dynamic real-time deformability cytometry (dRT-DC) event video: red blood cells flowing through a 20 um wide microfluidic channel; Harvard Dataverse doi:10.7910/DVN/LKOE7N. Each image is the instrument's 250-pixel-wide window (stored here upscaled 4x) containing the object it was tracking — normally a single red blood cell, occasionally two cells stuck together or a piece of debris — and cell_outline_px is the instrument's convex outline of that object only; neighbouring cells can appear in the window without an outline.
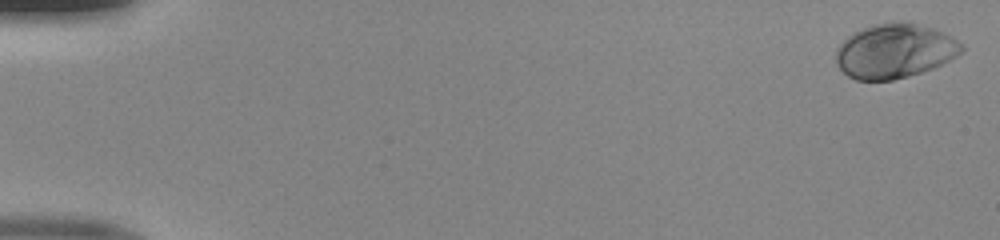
{"species": "human", "species_latin": "Homo sapiens", "temperature_condition": "room temperature", "stored_images_in_passage": 51, "camera_frame_rate_fps": 3000, "um_per_image_px": 0.085, "donor": {"sex": "male"}, "frame": {"image": 1, "passage_image": 1, "time_ms": 0.0, "image_size_px": [1000, 240], "cell_outline_px": [[964, 48], [960, 52], [948, 60], [932, 68], [908, 76], [892, 80], [856, 80], [848, 76], [836, 64], [836, 48], [852, 32], [860, 28], [872, 24], [892, 20], [912, 20], [952, 36], [964, 44]], "centroid_in_image_um": [76.03, 4.28], "position_along_channel_um": 9.0, "area_um2": 40.34}}
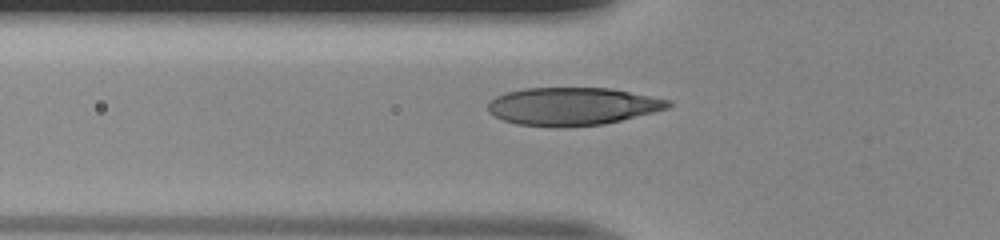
{"frame": {"image": 2, "passage_image": 19, "time_ms": 6.0, "image_size_px": [1000, 240], "cell_outline_px": [[672, 104], [668, 108], [604, 124], [564, 128], [552, 128], [516, 124], [504, 120], [488, 112], [488, 104], [496, 96], [508, 92], [524, 88], [612, 88], [672, 100]], "centroid_in_image_um": [48.66, 9.05], "position_along_channel_um": 77.1, "area_um2": 39.94}}
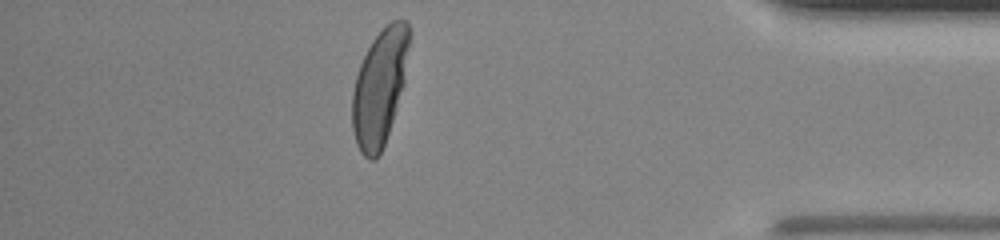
{"frame": {"image": 3, "passage_image": 45, "time_ms": 14.667, "image_size_px": [1000, 240], "cell_outline_px": [[408, 48], [404, 84], [380, 156], [376, 160], [368, 160], [360, 152], [356, 144], [352, 128], [352, 92], [356, 76], [360, 64], [372, 40], [392, 20], [408, 20]], "centroid_in_image_um": [32.24, 7.48], "position_along_channel_um": 403.0, "area_um2": 38.15}}